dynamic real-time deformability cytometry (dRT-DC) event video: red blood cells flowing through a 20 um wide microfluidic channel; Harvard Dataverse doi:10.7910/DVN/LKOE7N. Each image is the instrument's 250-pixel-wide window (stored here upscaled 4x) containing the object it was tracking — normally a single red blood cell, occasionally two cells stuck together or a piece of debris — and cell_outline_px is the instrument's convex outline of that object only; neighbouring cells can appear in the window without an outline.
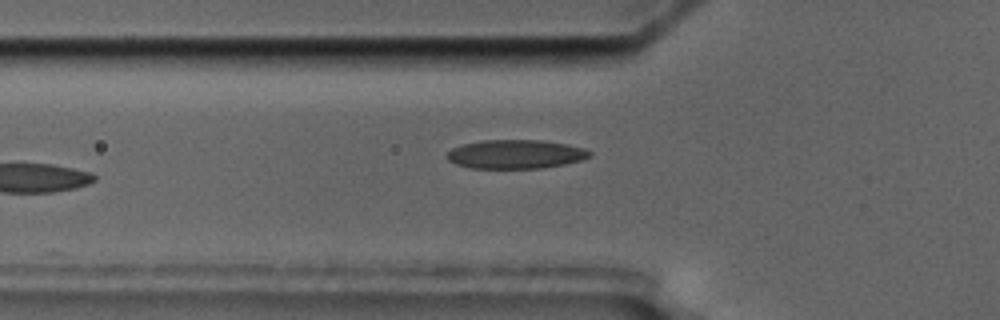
{"species": "common noctule bat (a hibernating species)", "species_latin": "Nyctalus noctula", "temperature_condition": "cold", "stored_images_in_passage": 15, "camera_frame_rate_fps": 3000, "um_per_image_px": 0.085, "animal": {"sex": "male", "body_mass_g": 17.5, "forearm_length_mm": 52.3}, "frame": {"image": 1, "passage_image": 5, "time_ms": 5.667, "image_size_px": [1000, 320], "cell_outline_px": [[592, 156], [580, 160], [564, 164], [540, 168], [472, 168], [456, 164], [448, 160], [444, 156], [452, 148], [464, 144], [480, 140], [544, 140], [568, 144], [584, 148], [592, 152]], "centroid_in_image_um": [43.83, 13.1], "position_along_channel_um": 82.0, "area_um2": 24.1}}
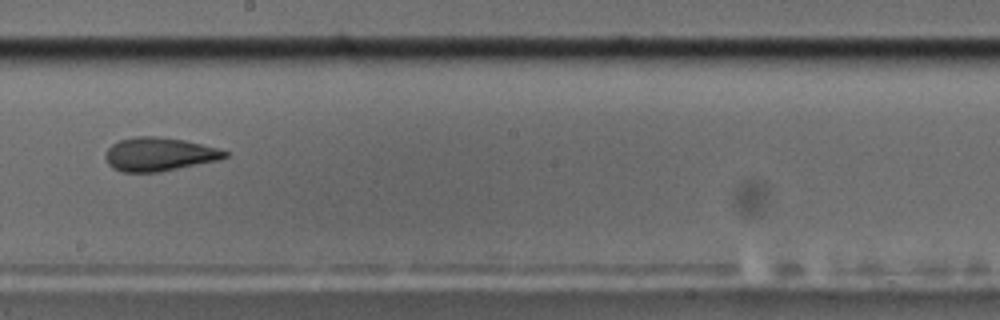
{"frame": {"image": 2, "passage_image": 9, "time_ms": 10.0, "image_size_px": [1000, 320], "cell_outline_px": [[228, 156], [220, 160], [160, 172], [124, 172], [112, 168], [108, 164], [104, 156], [108, 148], [112, 144], [120, 140], [136, 136], [156, 136], [184, 140], [216, 148], [228, 152]], "centroid_in_image_um": [13.51, 13.12], "position_along_channel_um": 234.7, "area_um2": 23.35}, "authors_computed_cell_mechanics": {"area_um2": 23.2934, "velocity_mm_per_s": 3.5109, "shape_relaxation_time_tau1_ms": null, "shape_relaxation_time_tau2_ms": 3.0649, "deformation_change_tau1": null, "deformation_change_tau2": 0.1042}}